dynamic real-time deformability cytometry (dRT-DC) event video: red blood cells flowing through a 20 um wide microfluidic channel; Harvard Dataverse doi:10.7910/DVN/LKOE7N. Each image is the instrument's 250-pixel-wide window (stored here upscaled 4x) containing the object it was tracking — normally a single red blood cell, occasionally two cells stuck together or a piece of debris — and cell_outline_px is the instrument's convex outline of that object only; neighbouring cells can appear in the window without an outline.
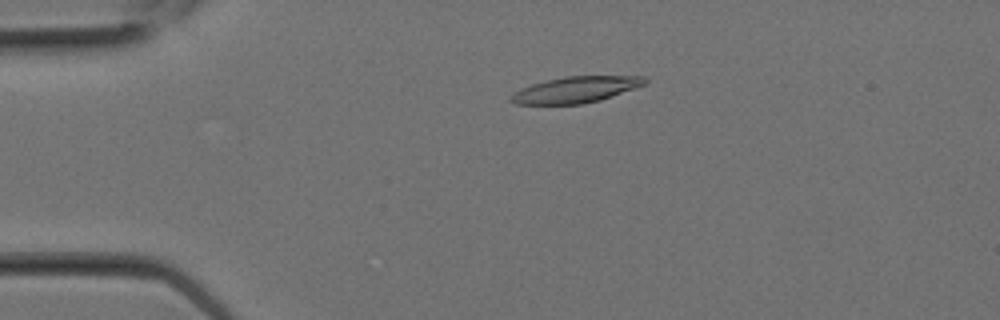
{"species": "Egyptian fruit bat (a non-hibernating species)", "species_latin": "Rousettus aegyptiacus", "temperature_condition": "room temperature", "stored_images_in_passage": 3, "camera_frame_rate_fps": 3000, "um_per_image_px": 0.085, "animal": {"sex": "female"}, "frame": {"image": 1, "passage_image": 3, "time_ms": 0.667, "image_size_px": [1000, 320], "cell_outline_px": [[648, 84], [600, 100], [584, 104], [516, 104], [508, 100], [508, 96], [520, 88], [532, 84], [564, 76], [644, 76], [648, 80]], "centroid_in_image_um": [48.94, 7.62], "position_along_channel_um": 36.1, "area_um2": 20.58}}